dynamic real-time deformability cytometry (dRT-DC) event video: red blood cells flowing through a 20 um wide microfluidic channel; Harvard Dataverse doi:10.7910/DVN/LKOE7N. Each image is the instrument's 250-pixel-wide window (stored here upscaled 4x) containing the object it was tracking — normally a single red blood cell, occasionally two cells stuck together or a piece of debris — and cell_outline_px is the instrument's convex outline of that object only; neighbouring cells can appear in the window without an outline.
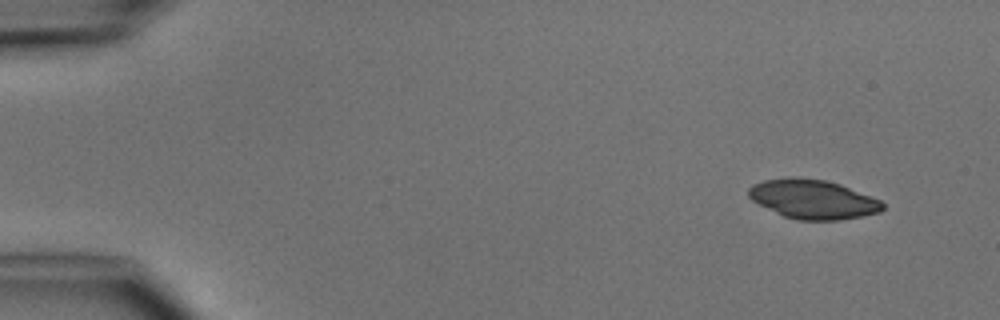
{"species": "common noctule bat (a hibernating species)", "species_latin": "Nyctalus noctula", "temperature_condition": "cold", "stored_images_in_passage": 4, "camera_frame_rate_fps": 3000, "um_per_image_px": 0.085, "animal": {"sex": "male", "body_mass_g": 15.6}, "frame": {"image": 1, "passage_image": 1, "time_ms": 0.0, "image_size_px": [1000, 320], "cell_outline_px": [[884, 208], [880, 212], [840, 220], [796, 220], [784, 216], [752, 200], [748, 196], [748, 188], [752, 184], [764, 180], [788, 176], [796, 176], [824, 180], [840, 184], [880, 200], [884, 204]], "centroid_in_image_um": [69.07, 16.92], "position_along_channel_um": 15.9, "area_um2": 30.58}}